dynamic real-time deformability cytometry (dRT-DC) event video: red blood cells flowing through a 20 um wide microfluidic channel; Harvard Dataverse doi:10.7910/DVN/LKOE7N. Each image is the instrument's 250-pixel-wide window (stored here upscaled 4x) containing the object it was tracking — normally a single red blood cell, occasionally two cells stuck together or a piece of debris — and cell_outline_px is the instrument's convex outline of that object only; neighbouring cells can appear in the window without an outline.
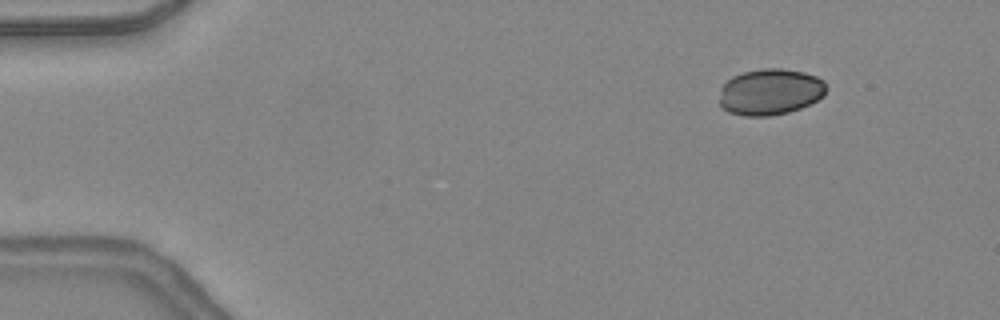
{"species": "common noctule bat (a hibernating species)", "species_latin": "Nyctalus noctula", "temperature_condition": "warm", "stored_images_in_passage": 44, "camera_frame_rate_fps": 3000, "um_per_image_px": 0.085, "animal": {"sex": "female", "body_mass_g": 24.6, "forearm_length_mm": 56.2}, "frame": {"image": 1, "passage_image": 2, "time_ms": 0.333, "image_size_px": [1000, 320], "cell_outline_px": [[828, 88], [824, 96], [800, 108], [788, 112], [768, 116], [744, 116], [728, 112], [720, 108], [720, 88], [732, 76], [744, 72], [764, 68], [780, 68], [804, 72], [816, 76], [824, 80]], "centroid_in_image_um": [65.46, 7.81], "position_along_channel_um": 19.5, "area_um2": 29.02}}
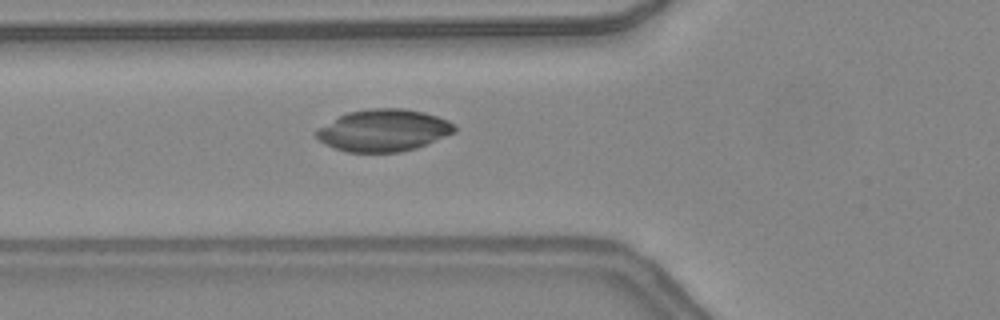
{"frame": {"image": 2, "passage_image": 14, "time_ms": 4.333, "image_size_px": [1000, 320], "cell_outline_px": [[456, 132], [416, 148], [400, 152], [348, 152], [324, 144], [312, 132], [340, 116], [348, 112], [372, 108], [400, 108], [424, 112], [448, 120], [456, 128]], "centroid_in_image_um": [32.6, 11.08], "position_along_channel_um": 93.2, "area_um2": 33.58}}
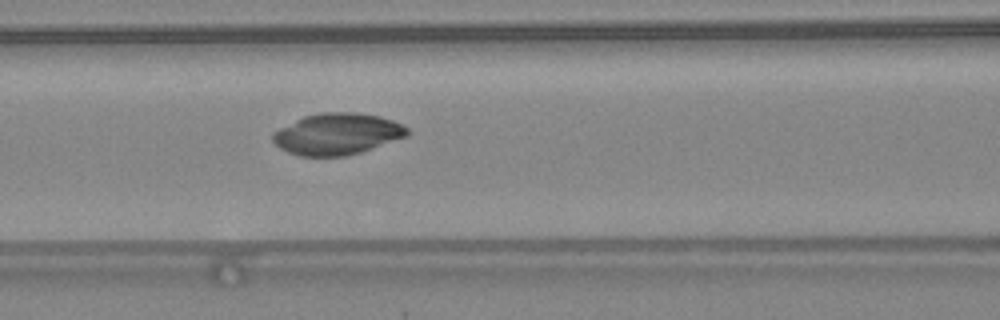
{"frame": {"image": 3, "passage_image": 17, "time_ms": 5.333, "image_size_px": [1000, 320], "cell_outline_px": [[408, 136], [348, 156], [300, 156], [288, 152], [280, 148], [272, 140], [272, 132], [304, 116], [324, 112], [356, 112], [380, 116], [392, 120], [408, 128]], "centroid_in_image_um": [28.66, 11.39], "position_along_channel_um": 137.9, "area_um2": 32.37}}